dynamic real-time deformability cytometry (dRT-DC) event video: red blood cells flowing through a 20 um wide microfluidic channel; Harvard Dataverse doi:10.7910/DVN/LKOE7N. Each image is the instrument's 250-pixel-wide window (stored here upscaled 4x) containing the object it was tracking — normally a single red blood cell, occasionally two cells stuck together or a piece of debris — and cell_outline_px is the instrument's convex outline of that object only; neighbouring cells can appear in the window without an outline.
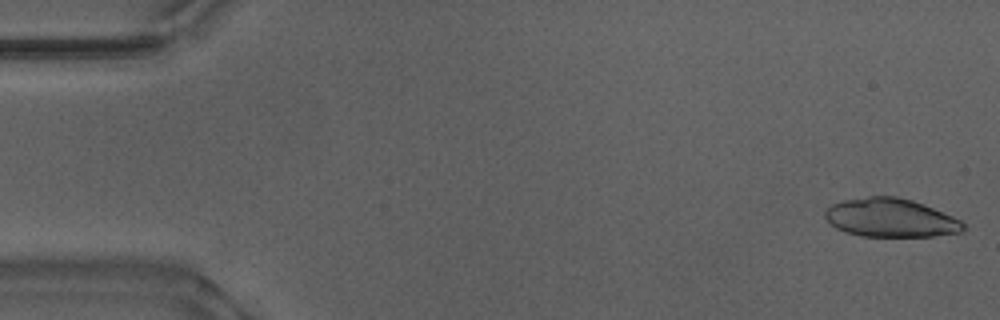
{"species": "Egyptian fruit bat (a non-hibernating species)", "species_latin": "Rousettus aegyptiacus", "temperature_condition": "warm", "stored_images_in_passage": 43, "camera_frame_rate_fps": 3000, "um_per_image_px": 0.085, "animal": {"sex": "male"}, "frame": {"image": 1, "passage_image": 1, "time_ms": 0.0, "image_size_px": [1000, 320], "cell_outline_px": [[964, 232], [932, 236], [860, 236], [844, 232], [836, 228], [824, 216], [824, 212], [832, 204], [844, 200], [868, 196], [896, 196], [912, 200], [924, 204], [952, 216], [960, 220], [964, 224]], "centroid_in_image_um": [75.7, 18.51], "position_along_channel_um": 9.3, "area_um2": 31.04}}